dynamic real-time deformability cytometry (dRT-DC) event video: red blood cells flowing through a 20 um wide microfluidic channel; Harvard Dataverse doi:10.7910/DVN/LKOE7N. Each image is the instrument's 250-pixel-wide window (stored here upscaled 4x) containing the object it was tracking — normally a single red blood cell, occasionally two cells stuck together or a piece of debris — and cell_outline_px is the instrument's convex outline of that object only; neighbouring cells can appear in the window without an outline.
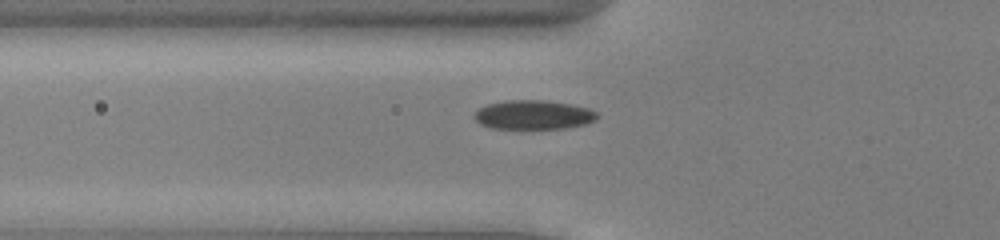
{"species": "common noctule bat (a hibernating species)", "species_latin": "Nyctalus noctula", "temperature_condition": "cold", "stored_images_in_passage": 37, "camera_frame_rate_fps": 3000, "um_per_image_px": 0.085, "animal": {"sex": "male", "body_mass_g": 13.0, "forearm_length_mm": 53.1}, "frame": {"image": 1, "passage_image": 2, "time_ms": 0.333, "image_size_px": [1000, 240], "cell_outline_px": [[600, 116], [596, 120], [584, 124], [564, 128], [492, 128], [480, 124], [476, 120], [476, 112], [480, 108], [488, 104], [504, 100], [544, 100], [572, 104], [588, 108], [596, 112]], "centroid_in_image_um": [45.38, 9.75], "position_along_channel_um": 80.4, "area_um2": 20.69}}
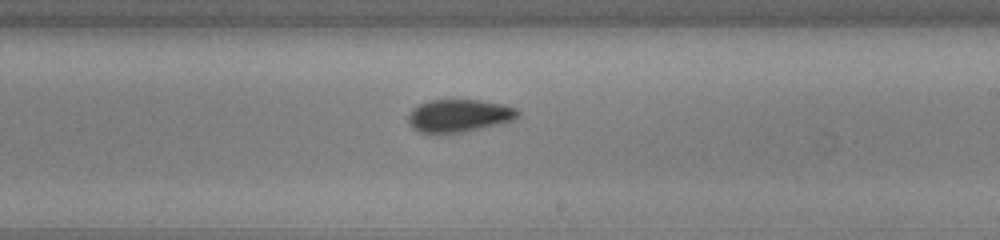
{"frame": {"image": 2, "passage_image": 15, "time_ms": 4.667, "image_size_px": [1000, 240], "cell_outline_px": [[520, 116], [512, 120], [480, 128], [460, 132], [420, 132], [412, 128], [408, 124], [408, 116], [412, 108], [428, 100], [480, 100], [504, 104], [516, 108], [520, 112]], "centroid_in_image_um": [39.01, 9.81], "position_along_channel_um": 250.0, "area_um2": 20.69}}
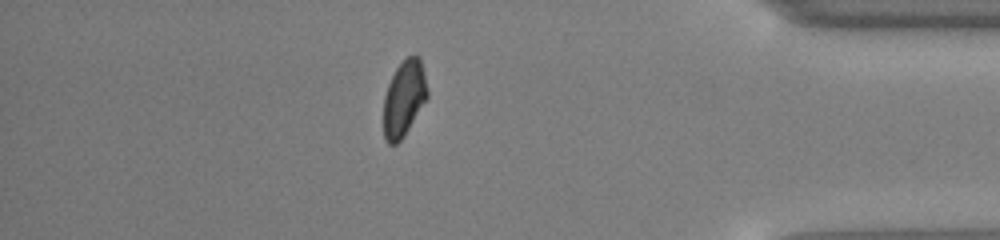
{"frame": {"image": 3, "passage_image": 29, "time_ms": 9.333, "image_size_px": [1000, 240], "cell_outline_px": [[428, 96], [404, 136], [396, 144], [388, 144], [384, 140], [384, 96], [388, 84], [396, 68], [408, 56], [420, 56], [428, 88]], "centroid_in_image_um": [34.34, 8.37], "position_along_channel_um": 400.9, "area_um2": 19.25}, "authors_computed_cell_mechanics": {"area_um2": 20.1722, "velocity_mm_per_s": 3.9145, "shape_relaxation_time_tau1_ms": 3.8583, "shape_relaxation_time_tau2_ms": 2.2577, "deformation_change_tau1": 0.0893, "deformation_change_tau2": 0.0544}}